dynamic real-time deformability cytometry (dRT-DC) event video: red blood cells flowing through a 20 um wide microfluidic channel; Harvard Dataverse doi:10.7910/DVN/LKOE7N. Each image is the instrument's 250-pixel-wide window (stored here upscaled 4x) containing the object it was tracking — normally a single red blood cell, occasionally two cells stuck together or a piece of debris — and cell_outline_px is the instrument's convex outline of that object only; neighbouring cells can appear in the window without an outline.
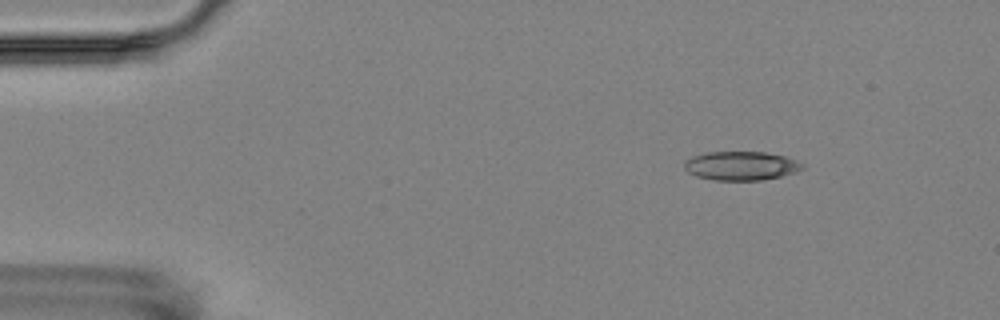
{"species": "Egyptian fruit bat (a non-hibernating species)", "species_latin": "Rousettus aegyptiacus", "temperature_condition": "room temperature", "stored_images_in_passage": 17, "segment_of_instrument_passage": [1, 2], "camera_frame_rate_fps": 3000, "um_per_image_px": 0.085, "animal": {"sex": "female"}, "frame": {"image": 1, "passage_image": 3, "time_ms": 2.333, "image_size_px": [1000, 320], "cell_outline_px": [[804, 168], [796, 172], [780, 176], [760, 180], [712, 180], [696, 176], [688, 172], [684, 168], [684, 160], [692, 156], [708, 152], [764, 152], [784, 156], [796, 160], [804, 164]], "centroid_in_image_um": [62.97, 14.09], "position_along_channel_um": 22.0, "area_um2": 19.88}}
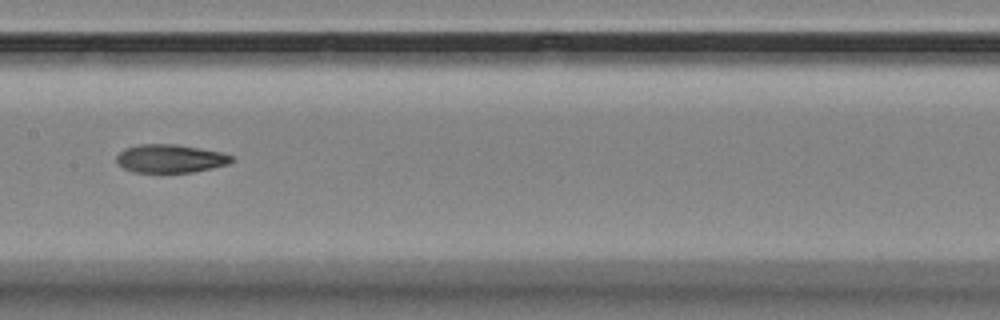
{"frame": {"image": 2, "passage_image": 9, "time_ms": 9.333, "image_size_px": [1000, 320], "cell_outline_px": [[232, 160], [228, 164], [212, 168], [192, 172], [132, 172], [124, 168], [116, 160], [116, 156], [124, 148], [140, 144], [176, 144], [220, 152], [232, 156]], "centroid_in_image_um": [14.44, 13.47], "position_along_channel_um": 193.0, "area_um2": 18.79}}
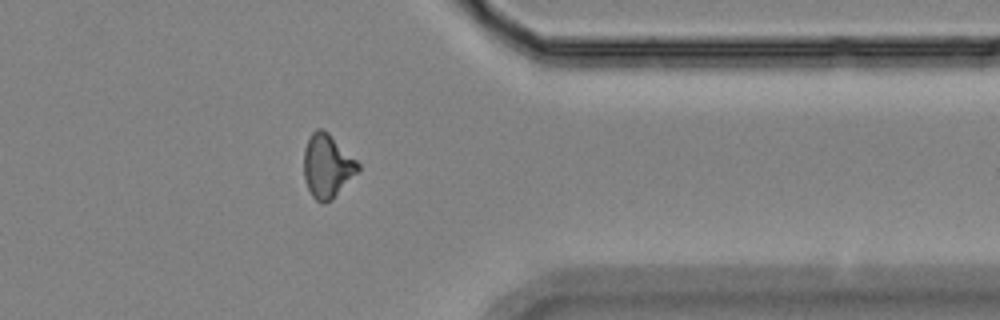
{"frame": {"image": 3, "passage_image": 14, "time_ms": 15.0, "image_size_px": [1000, 320], "cell_outline_px": [[360, 168], [332, 200], [324, 204], [316, 200], [312, 196], [304, 180], [304, 148], [312, 132], [316, 128], [324, 128], [360, 164]], "centroid_in_image_um": [27.79, 14.11], "position_along_channel_um": 383.6, "area_um2": 19.94}}